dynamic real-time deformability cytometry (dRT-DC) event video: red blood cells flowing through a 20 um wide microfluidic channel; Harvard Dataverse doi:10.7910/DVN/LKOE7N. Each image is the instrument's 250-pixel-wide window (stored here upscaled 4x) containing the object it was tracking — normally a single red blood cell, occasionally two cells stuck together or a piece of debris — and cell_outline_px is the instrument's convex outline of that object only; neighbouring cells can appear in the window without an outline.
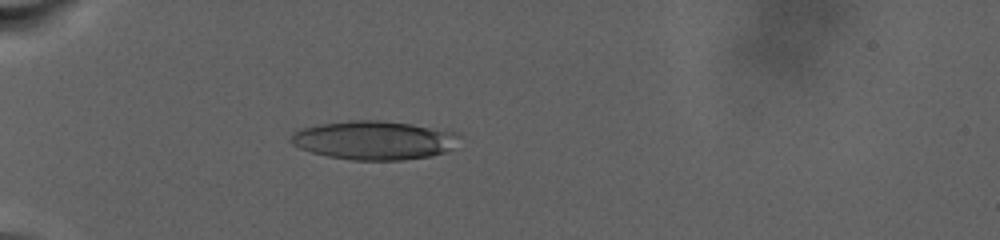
{"species": "human", "species_latin": "Homo sapiens", "temperature_condition": "warm", "stored_images_in_passage": 3, "camera_frame_rate_fps": 3000, "um_per_image_px": 0.085, "donor": {"sex": "male"}, "frame": {"image": 1, "passage_image": 2, "time_ms": 0.333, "image_size_px": [1000, 240], "cell_outline_px": [[436, 152], [420, 156], [340, 156], [316, 128], [336, 124], [400, 124], [420, 128], [428, 132], [436, 148]], "centroid_in_image_um": [32.14, 11.9], "position_along_channel_um": 52.9, "area_um2": 23.24}}